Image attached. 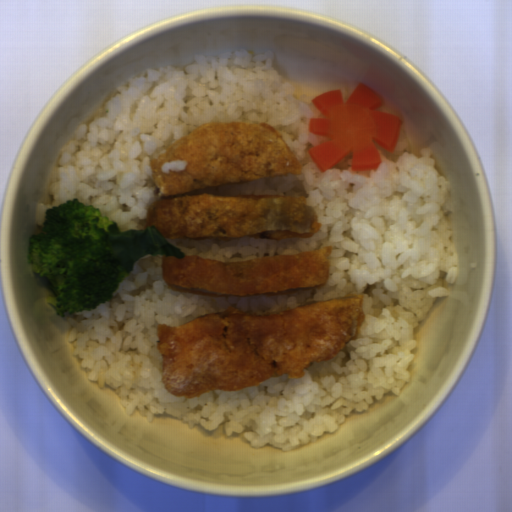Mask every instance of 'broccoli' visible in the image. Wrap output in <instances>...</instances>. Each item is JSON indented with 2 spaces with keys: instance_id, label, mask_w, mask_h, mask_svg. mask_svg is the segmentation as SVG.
Returning <instances> with one entry per match:
<instances>
[{
  "instance_id": "broccoli-1",
  "label": "broccoli",
  "mask_w": 512,
  "mask_h": 512,
  "mask_svg": "<svg viewBox=\"0 0 512 512\" xmlns=\"http://www.w3.org/2000/svg\"><path fill=\"white\" fill-rule=\"evenodd\" d=\"M120 231L100 208L77 197L46 210L42 231L29 240L27 262L54 288L57 299L49 303L57 316L99 306L128 277L109 249L110 235Z\"/></svg>"
}]
</instances>
